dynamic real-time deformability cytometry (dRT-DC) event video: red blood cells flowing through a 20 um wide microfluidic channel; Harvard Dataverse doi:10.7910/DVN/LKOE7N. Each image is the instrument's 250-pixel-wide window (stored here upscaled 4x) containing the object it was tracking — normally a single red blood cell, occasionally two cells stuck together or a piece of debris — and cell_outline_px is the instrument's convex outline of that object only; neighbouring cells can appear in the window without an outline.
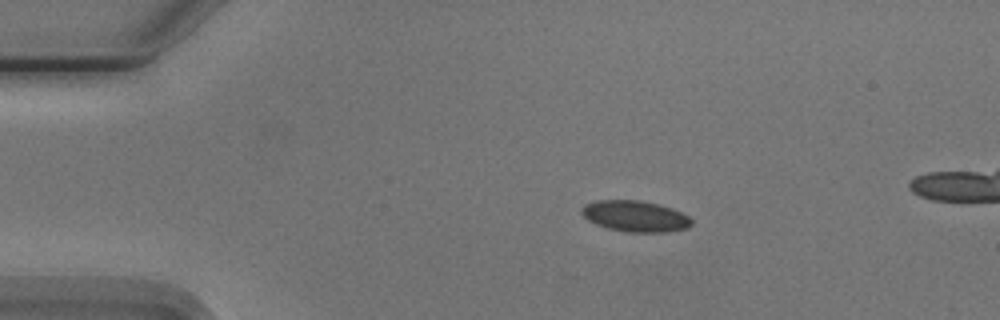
{"species": "Egyptian fruit bat (a non-hibernating species)", "species_latin": "Rousettus aegyptiacus", "temperature_condition": "cold", "stored_images_in_passage": 8, "camera_frame_rate_fps": 3000, "um_per_image_px": 0.085, "animal": {"sex": "male"}, "frame": {"image": 1, "passage_image": 3, "time_ms": 2.333, "image_size_px": [1000, 320], "cell_outline_px": [[692, 224], [688, 228], [668, 232], [624, 232], [608, 228], [596, 224], [588, 220], [580, 212], [580, 208], [584, 204], [596, 200], [640, 200], [672, 208], [688, 216], [692, 220]], "centroid_in_image_um": [53.97, 18.38], "position_along_channel_um": 31.0, "area_um2": 20.0}}
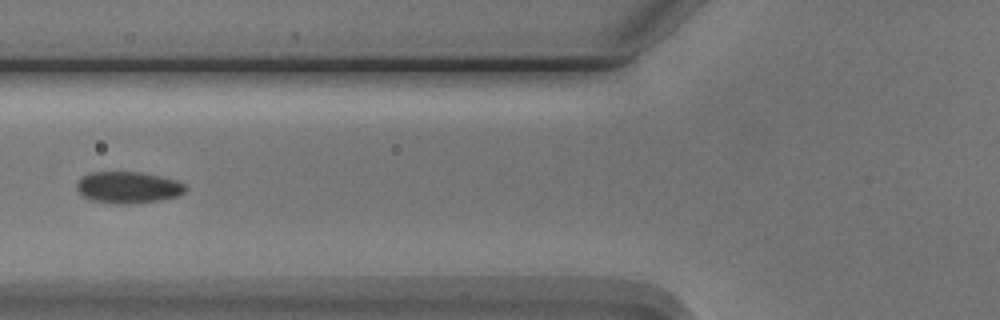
{"frame": {"image": 2, "passage_image": 6, "time_ms": 6.0, "image_size_px": [1000, 320], "cell_outline_px": [[188, 188], [180, 196], [160, 200], [132, 204], [120, 204], [92, 200], [84, 196], [76, 188], [76, 184], [80, 176], [88, 172], [140, 172], [160, 176], [176, 180], [184, 184]], "centroid_in_image_um": [10.9, 15.92], "position_along_channel_um": 114.9, "area_um2": 20.17}}
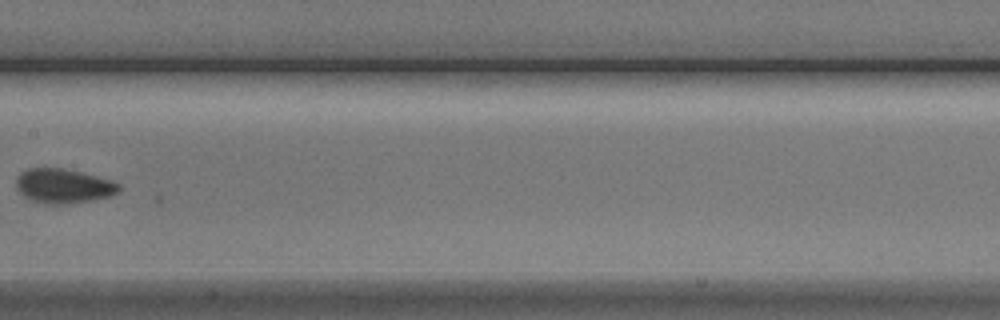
{"frame": {"image": 3, "passage_image": 8, "time_ms": 8.333, "image_size_px": [1000, 320], "cell_outline_px": [[120, 192], [108, 196], [92, 200], [64, 204], [44, 204], [28, 200], [16, 188], [16, 176], [20, 172], [28, 168], [64, 168], [112, 180], [120, 184]], "centroid_in_image_um": [5.36, 15.81], "position_along_channel_um": 202.0, "area_um2": 20.81}}